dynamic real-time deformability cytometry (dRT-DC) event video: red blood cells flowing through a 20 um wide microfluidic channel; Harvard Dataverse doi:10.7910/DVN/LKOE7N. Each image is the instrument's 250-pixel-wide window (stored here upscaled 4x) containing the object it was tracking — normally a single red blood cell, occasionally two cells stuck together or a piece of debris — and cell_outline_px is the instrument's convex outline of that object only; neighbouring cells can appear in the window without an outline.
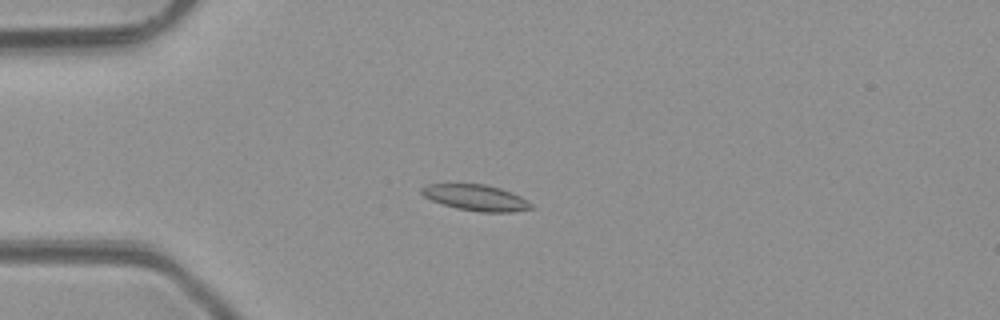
{"species": "common noctule bat (a hibernating species)", "species_latin": "Nyctalus noctula", "temperature_condition": "room temperature", "stored_images_in_passage": 4, "camera_frame_rate_fps": 3000, "um_per_image_px": 0.085, "animal": {"sex": "male", "body_mass_g": 23.1, "forearm_length_mm": 52.7}, "frame": {"image": 1, "passage_image": 3, "time_ms": 3.333, "image_size_px": [1000, 320], "cell_outline_px": [[532, 208], [512, 212], [480, 212], [456, 208], [432, 200], [424, 196], [420, 192], [420, 188], [424, 184], [484, 184], [500, 188], [520, 196], [532, 204]], "centroid_in_image_um": [40.42, 16.8], "position_along_channel_um": 44.6, "area_um2": 16.47}}